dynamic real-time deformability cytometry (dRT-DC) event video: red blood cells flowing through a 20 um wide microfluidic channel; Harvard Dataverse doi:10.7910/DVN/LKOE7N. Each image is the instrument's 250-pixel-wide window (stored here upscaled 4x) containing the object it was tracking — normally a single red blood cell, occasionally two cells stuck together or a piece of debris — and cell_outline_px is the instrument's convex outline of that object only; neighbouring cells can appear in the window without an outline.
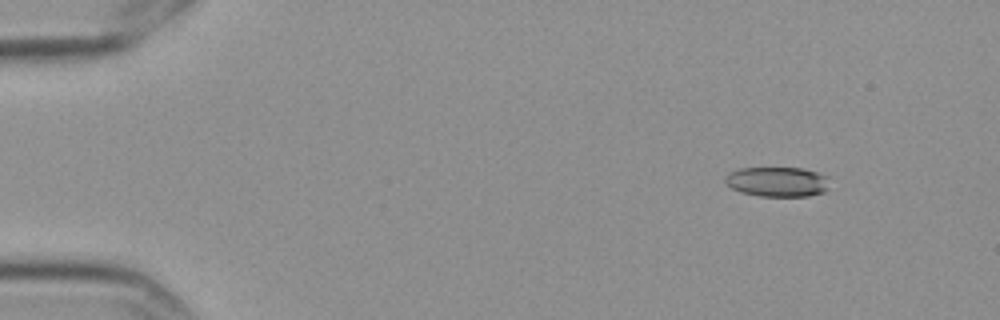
{"species": "Egyptian fruit bat (a non-hibernating species)", "species_latin": "Rousettus aegyptiacus", "temperature_condition": "cold", "stored_images_in_passage": 4, "camera_frame_rate_fps": 3000, "um_per_image_px": 0.085, "frame": {"image": 1, "passage_image": 2, "time_ms": 0.333, "image_size_px": [1000, 320], "cell_outline_px": [[828, 188], [824, 192], [808, 196], [760, 196], [740, 192], [732, 188], [724, 180], [724, 176], [728, 172], [740, 168], [804, 168], [828, 176]], "centroid_in_image_um": [66.07, 15.44], "position_along_channel_um": 18.9, "area_um2": 18.26}}
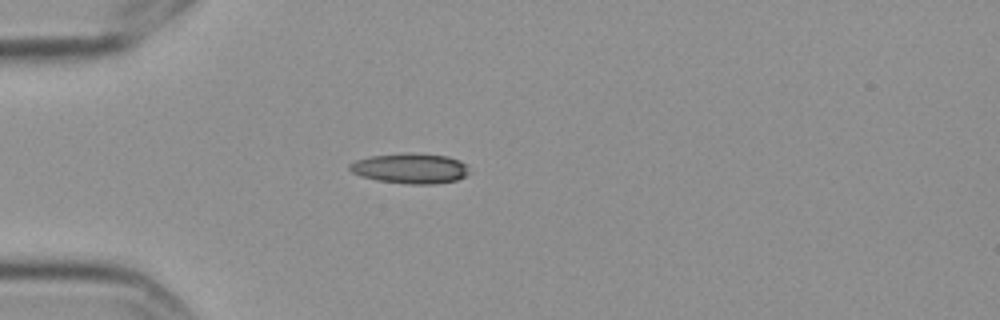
{"frame": {"image": 2, "passage_image": 4, "time_ms": 1.0, "image_size_px": [1000, 320], "cell_outline_px": [[468, 172], [464, 176], [456, 180], [436, 184], [408, 184], [376, 180], [360, 176], [352, 172], [348, 168], [348, 164], [356, 160], [372, 156], [448, 156], [460, 160], [464, 164]], "centroid_in_image_um": [34.84, 14.37], "position_along_channel_um": 50.2, "area_um2": 19.94}}